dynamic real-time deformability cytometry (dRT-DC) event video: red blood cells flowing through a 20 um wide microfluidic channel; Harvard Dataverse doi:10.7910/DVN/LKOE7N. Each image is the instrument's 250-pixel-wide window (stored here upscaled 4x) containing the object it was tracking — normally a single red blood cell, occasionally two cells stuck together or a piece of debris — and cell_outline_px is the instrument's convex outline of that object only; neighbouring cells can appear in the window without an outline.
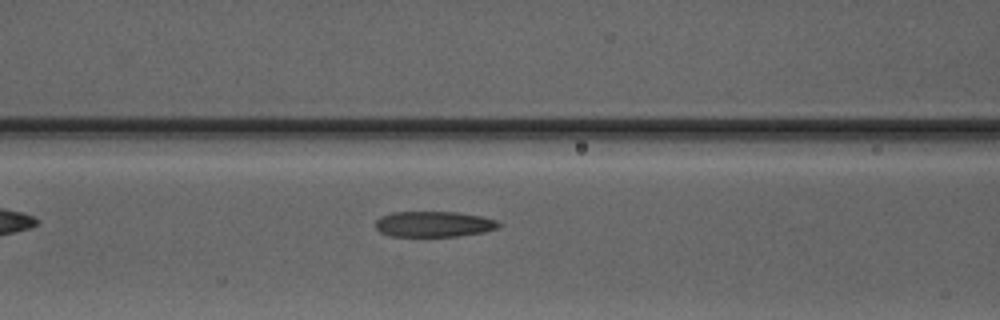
{"species": "Egyptian fruit bat (a non-hibernating species)", "species_latin": "Rousettus aegyptiacus", "temperature_condition": "warm", "stored_images_in_passage": 7, "camera_frame_rate_fps": 3000, "um_per_image_px": 0.085, "animal": {"sex": "male"}, "frame": {"image": 1, "passage_image": 7, "time_ms": 7.667, "image_size_px": [1000, 320], "cell_outline_px": [[500, 228], [484, 232], [456, 236], [388, 236], [380, 232], [376, 228], [376, 220], [380, 216], [392, 212], [456, 212], [480, 216], [496, 220], [500, 224]], "centroid_in_image_um": [36.86, 19.05], "position_along_channel_um": 129.7, "area_um2": 18.44}}